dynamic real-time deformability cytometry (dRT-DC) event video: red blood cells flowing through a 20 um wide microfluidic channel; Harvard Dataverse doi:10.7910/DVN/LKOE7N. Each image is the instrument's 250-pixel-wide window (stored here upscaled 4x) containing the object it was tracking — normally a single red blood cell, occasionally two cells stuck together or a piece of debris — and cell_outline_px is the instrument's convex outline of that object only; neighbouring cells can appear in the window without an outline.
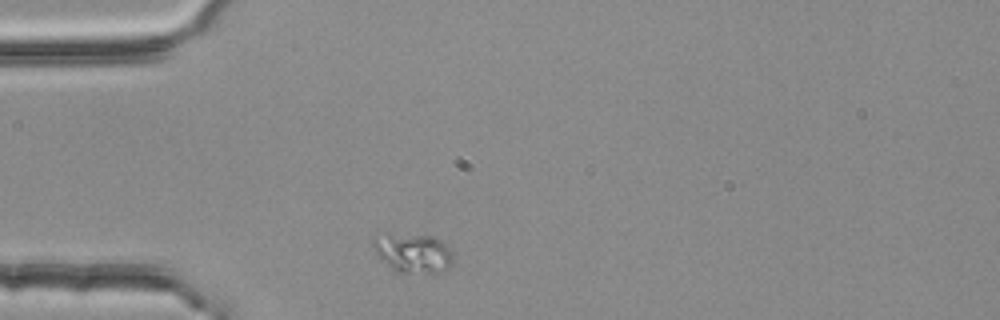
{"species": "common noctule bat (a hibernating species)", "species_latin": "Nyctalus noctula", "temperature_condition": "room temperature", "stored_images_in_passage": 1, "camera_frame_rate_fps": 3000, "um_per_image_px": 0.085, "animal": {"sex": "female", "body_mass_g": 25.1}, "frame": {"image": 1, "passage_image": 1, "time_ms": 0.0, "image_size_px": [1000, 320], "cell_outline_px": [[452, 260], [448, 268], [432, 276], [396, 272], [376, 252], [372, 244], [372, 240], [388, 236], [432, 236], [444, 240], [452, 252]], "centroid_in_image_um": [35.23, 21.59], "position_along_channel_um": 49.8, "area_um2": 17.98}}